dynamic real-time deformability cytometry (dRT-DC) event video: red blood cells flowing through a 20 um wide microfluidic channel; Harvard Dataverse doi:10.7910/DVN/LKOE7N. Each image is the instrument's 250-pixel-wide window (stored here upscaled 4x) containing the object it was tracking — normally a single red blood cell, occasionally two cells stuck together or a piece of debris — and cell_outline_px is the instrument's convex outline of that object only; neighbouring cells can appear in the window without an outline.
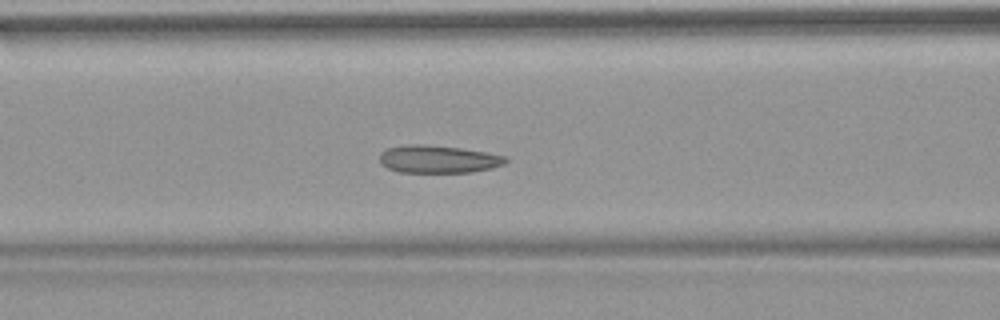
{"species": "common noctule bat (a hibernating species)", "species_latin": "Nyctalus noctula", "temperature_condition": "warm", "stored_images_in_passage": 40, "camera_frame_rate_fps": 3000, "um_per_image_px": 0.085, "animal": {"sex": "female", "body_mass_g": 18.4}, "frame": {"image": 1, "passage_image": 12, "time_ms": 3.667, "image_size_px": [1000, 320], "cell_outline_px": [[508, 160], [504, 164], [492, 168], [472, 172], [400, 172], [388, 168], [380, 164], [380, 152], [388, 148], [408, 144], [424, 144], [460, 148], [488, 152], [508, 156]], "centroid_in_image_um": [37.27, 13.52], "position_along_channel_um": 129.3, "area_um2": 20.46}, "authors_computed_cell_mechanics": {"area_um2": 19.6231, "velocity_mm_per_s": 3.7894, "shape_relaxation_time_tau1_ms": 7.7614, "shape_relaxation_time_tau2_ms": 2.1256, "deformation_change_tau1": 0.1225, "deformation_change_tau2": 0.0895}}